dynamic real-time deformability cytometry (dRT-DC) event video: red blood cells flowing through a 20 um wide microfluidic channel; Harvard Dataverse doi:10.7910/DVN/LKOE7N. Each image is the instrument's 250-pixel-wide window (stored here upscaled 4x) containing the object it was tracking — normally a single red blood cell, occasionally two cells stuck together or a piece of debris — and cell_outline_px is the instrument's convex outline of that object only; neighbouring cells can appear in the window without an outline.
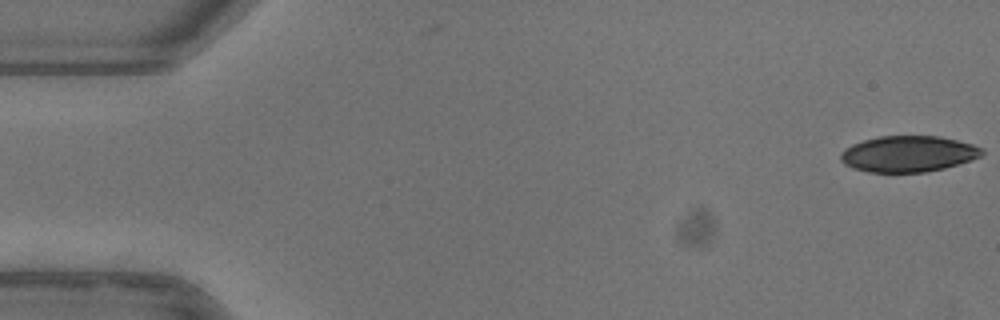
{"species": "common noctule bat (a hibernating species)", "species_latin": "Nyctalus noctula", "temperature_condition": "warm", "stored_images_in_passage": 51, "camera_frame_rate_fps": 3000, "um_per_image_px": 0.085, "animal": {"sex": "female"}, "frame": {"image": 1, "passage_image": 1, "time_ms": 0.0, "image_size_px": [1000, 320], "cell_outline_px": [[984, 152], [980, 156], [972, 160], [944, 168], [924, 172], [868, 172], [852, 168], [844, 164], [840, 160], [840, 152], [844, 148], [852, 144], [864, 140], [880, 136], [940, 136], [972, 144], [984, 148]], "centroid_in_image_um": [77.18, 13.08], "position_along_channel_um": 7.8, "area_um2": 29.82}}
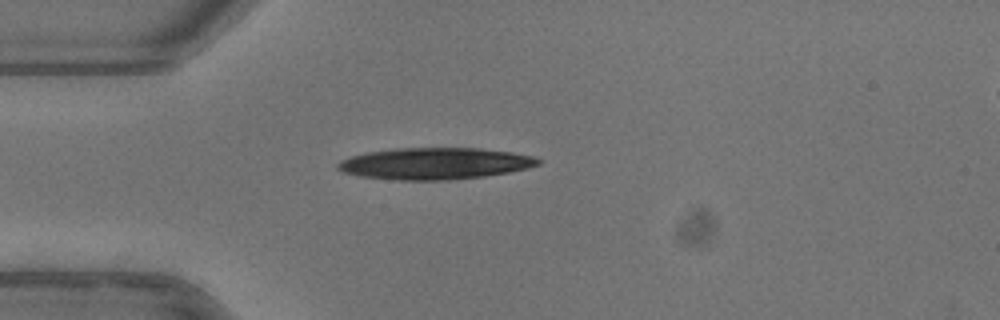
{"frame": {"image": 2, "passage_image": 14, "time_ms": 4.333, "image_size_px": [1000, 320], "cell_outline_px": [[540, 164], [528, 168], [508, 172], [484, 176], [448, 180], [396, 180], [360, 176], [344, 172], [336, 168], [336, 164], [340, 160], [352, 156], [368, 152], [396, 148], [480, 148], [512, 152], [532, 156], [540, 160]], "centroid_in_image_um": [36.95, 13.9], "position_along_channel_um": 48.0, "area_um2": 36.88}}